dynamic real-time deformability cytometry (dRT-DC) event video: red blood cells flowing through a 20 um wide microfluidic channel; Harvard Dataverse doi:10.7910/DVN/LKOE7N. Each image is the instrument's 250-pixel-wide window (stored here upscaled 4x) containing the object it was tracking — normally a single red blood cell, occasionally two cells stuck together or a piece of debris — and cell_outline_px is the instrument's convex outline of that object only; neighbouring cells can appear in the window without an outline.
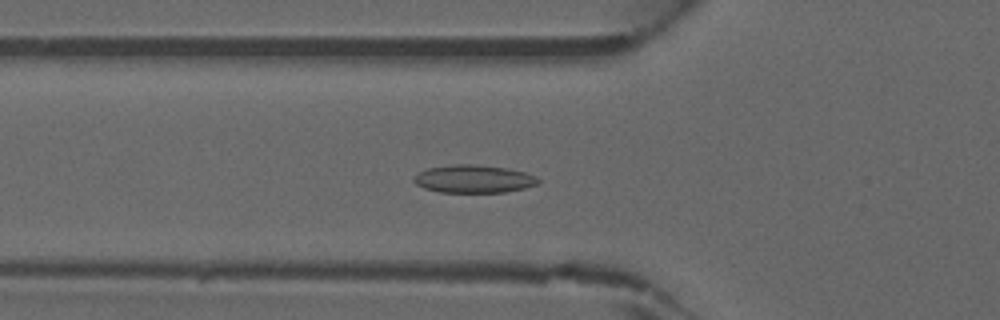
{"species": "common noctule bat (a hibernating species)", "species_latin": "Nyctalus noctula", "temperature_condition": "warm", "stored_images_in_passage": 45, "camera_frame_rate_fps": 3000, "um_per_image_px": 0.085, "animal": {"sex": "male", "forearm_length_mm": 52.5}, "frame": {"image": 1, "passage_image": 16, "time_ms": 5.0, "image_size_px": [1000, 320], "cell_outline_px": [[540, 180], [536, 184], [524, 188], [504, 192], [440, 192], [424, 188], [416, 184], [412, 180], [412, 176], [428, 168], [452, 164], [472, 164], [508, 168], [524, 172], [536, 176]], "centroid_in_image_um": [40.23, 15.2], "position_along_channel_um": 85.6, "area_um2": 20.17}}
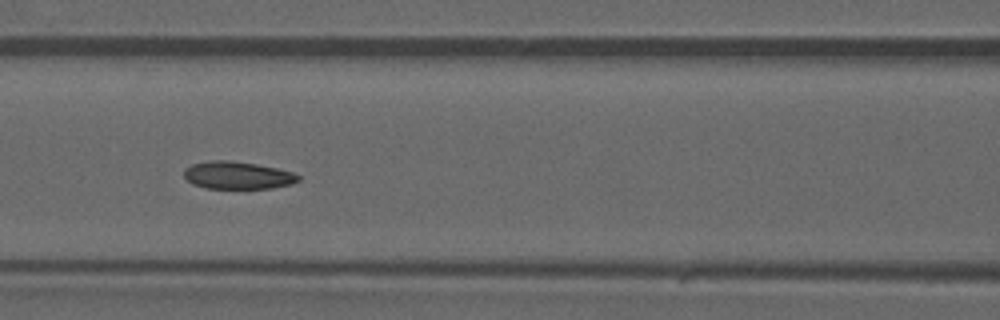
{"frame": {"image": 2, "passage_image": 20, "time_ms": 6.333, "image_size_px": [1000, 320], "cell_outline_px": [[300, 180], [292, 184], [272, 188], [204, 188], [192, 184], [184, 176], [184, 168], [192, 164], [212, 160], [232, 160], [256, 164], [276, 168], [292, 172], [300, 176]], "centroid_in_image_um": [20.18, 14.9], "position_along_channel_um": 146.4, "area_um2": 18.38}}
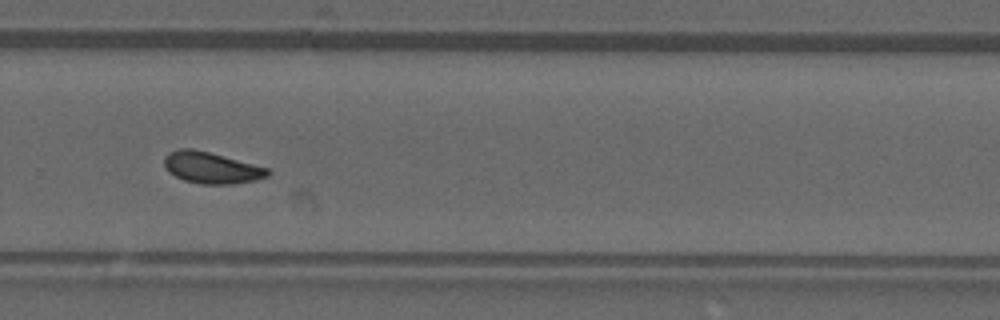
{"frame": {"image": 3, "passage_image": 31, "time_ms": 10.0, "image_size_px": [1000, 320], "cell_outline_px": [[272, 172], [268, 176], [256, 180], [232, 184], [200, 184], [184, 180], [168, 172], [164, 164], [164, 156], [168, 152], [176, 148], [192, 148], [208, 152], [268, 168]], "centroid_in_image_um": [17.94, 14.25], "position_along_channel_um": 311.9, "area_um2": 18.96}}